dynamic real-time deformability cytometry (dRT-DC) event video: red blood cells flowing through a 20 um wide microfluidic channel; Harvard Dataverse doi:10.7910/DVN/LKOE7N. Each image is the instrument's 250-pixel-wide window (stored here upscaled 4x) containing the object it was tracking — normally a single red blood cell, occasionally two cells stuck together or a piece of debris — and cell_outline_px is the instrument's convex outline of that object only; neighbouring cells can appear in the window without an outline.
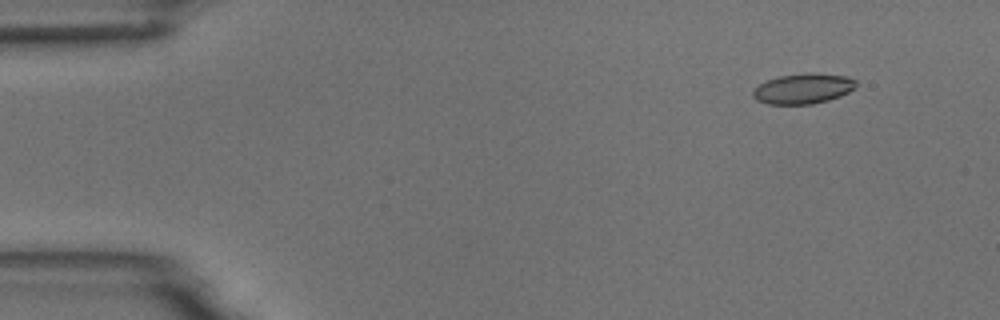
{"species": "common noctule bat (a hibernating species)", "species_latin": "Nyctalus noctula", "temperature_condition": "room temperature", "stored_images_in_passage": 5, "camera_frame_rate_fps": 3000, "um_per_image_px": 0.085, "animal": {"sex": "male", "body_mass_g": 18.8}, "frame": {"image": 1, "passage_image": 2, "time_ms": 1.0, "image_size_px": [1000, 320], "cell_outline_px": [[856, 88], [840, 96], [828, 100], [812, 104], [768, 104], [756, 100], [752, 96], [752, 88], [776, 76], [804, 72], [808, 72], [848, 76], [856, 80]], "centroid_in_image_um": [68.25, 7.52], "position_along_channel_um": 16.8, "area_um2": 18.5}}
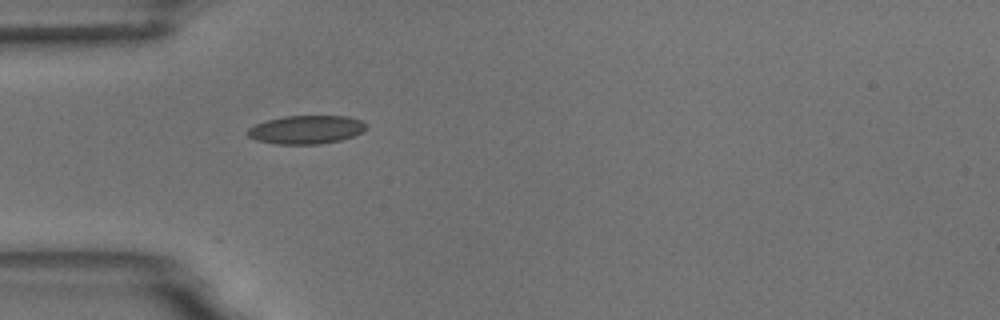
{"frame": {"image": 2, "passage_image": 5, "time_ms": 4.667, "image_size_px": [1000, 320], "cell_outline_px": [[364, 128], [360, 132], [352, 136], [340, 140], [320, 144], [276, 144], [256, 140], [248, 136], [244, 132], [248, 128], [256, 124], [268, 120], [284, 116], [348, 116], [360, 120], [364, 124]], "centroid_in_image_um": [25.96, 11.02], "position_along_channel_um": 59.0, "area_um2": 19.48}}